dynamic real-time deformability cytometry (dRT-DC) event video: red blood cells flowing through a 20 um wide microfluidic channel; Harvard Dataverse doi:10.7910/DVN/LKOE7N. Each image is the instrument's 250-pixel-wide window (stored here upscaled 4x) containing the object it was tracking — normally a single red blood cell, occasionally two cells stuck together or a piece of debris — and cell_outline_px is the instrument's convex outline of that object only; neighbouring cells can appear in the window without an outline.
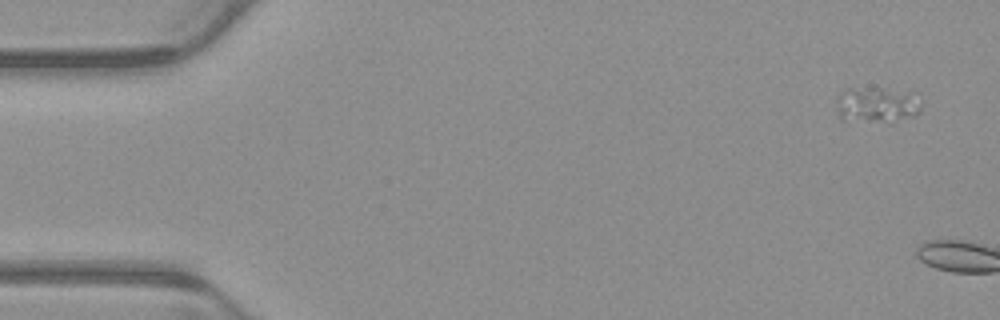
{"species": "common noctule bat (a hibernating species)", "species_latin": "Nyctalus noctula", "temperature_condition": "warm", "stored_images_in_passage": 2, "camera_frame_rate_fps": 3000, "um_per_image_px": 0.085, "animal": {"sex": "male", "body_mass_g": 23.1, "forearm_length_mm": 52.7}, "frame": {"image": 1, "passage_image": 1, "time_ms": 0.0, "image_size_px": [1000, 320], "cell_outline_px": [[920, 112], [916, 116], [892, 124], [840, 120], [840, 92], [844, 88], [884, 88], [904, 96], [920, 108]], "centroid_in_image_um": [74.42, 9.01], "position_along_channel_um": 10.6, "area_um2": 16.82}}